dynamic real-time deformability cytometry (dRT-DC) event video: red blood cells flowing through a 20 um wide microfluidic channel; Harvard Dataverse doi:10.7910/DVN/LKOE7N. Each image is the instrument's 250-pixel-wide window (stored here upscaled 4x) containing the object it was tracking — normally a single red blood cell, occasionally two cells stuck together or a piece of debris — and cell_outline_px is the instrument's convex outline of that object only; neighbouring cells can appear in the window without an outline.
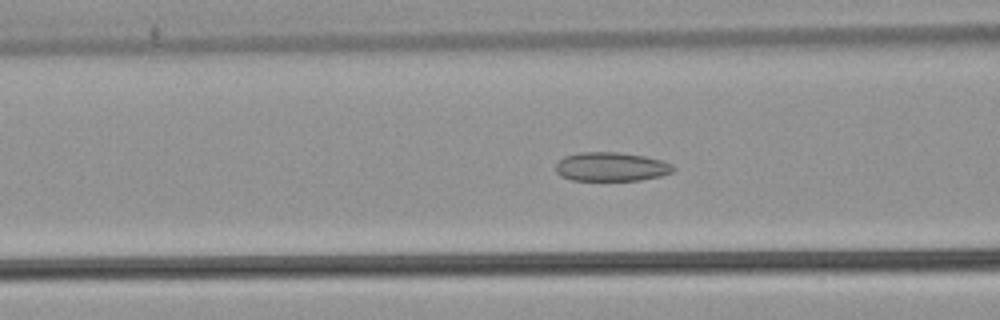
{"species": "common noctule bat (a hibernating species)", "species_latin": "Nyctalus noctula", "temperature_condition": "warm", "stored_images_in_passage": 44, "camera_frame_rate_fps": 3000, "um_per_image_px": 0.085, "animal": {"sex": "male", "body_mass_g": 21.5, "forearm_length_mm": 52.0}, "frame": {"image": 1, "passage_image": 17, "time_ms": 5.333, "image_size_px": [1000, 320], "cell_outline_px": [[676, 168], [672, 172], [660, 176], [640, 180], [572, 180], [560, 176], [556, 172], [556, 164], [564, 156], [580, 152], [616, 152], [644, 156], [660, 160], [672, 164]], "centroid_in_image_um": [51.94, 14.17], "position_along_channel_um": 114.7, "area_um2": 19.77}}
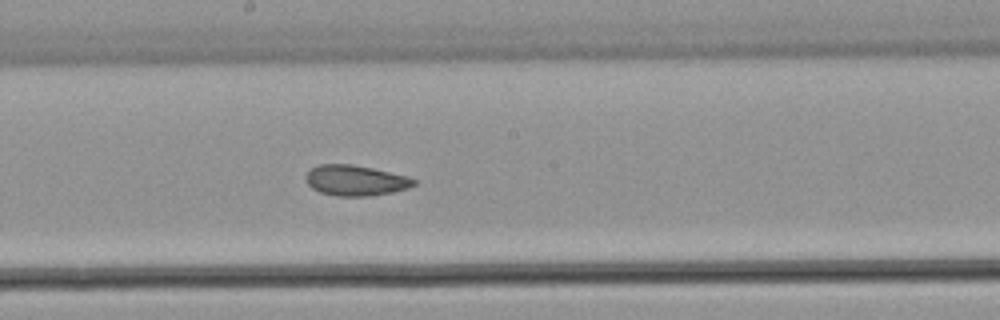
{"frame": {"image": 2, "passage_image": 25, "time_ms": 8.0, "image_size_px": [1000, 320], "cell_outline_px": [[416, 184], [408, 188], [392, 192], [372, 196], [336, 196], [320, 192], [312, 188], [304, 180], [304, 176], [312, 168], [320, 164], [352, 164], [372, 168], [408, 176], [416, 180]], "centroid_in_image_um": [30.21, 15.34], "position_along_channel_um": 218.0, "area_um2": 19.31}}
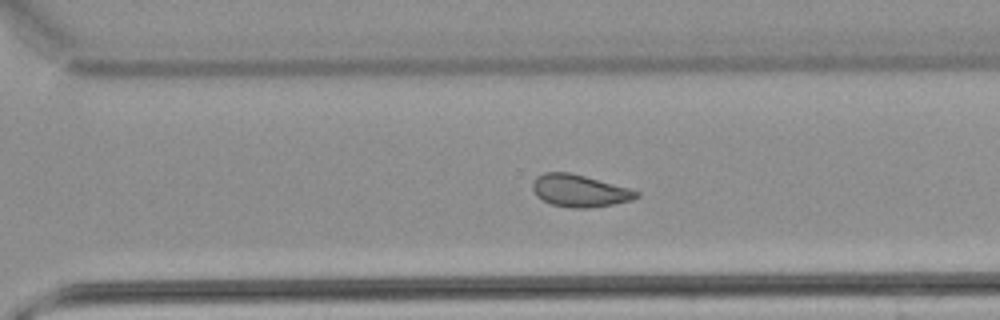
{"frame": {"image": 3, "passage_image": 33, "time_ms": 10.667, "image_size_px": [1000, 320], "cell_outline_px": [[640, 196], [632, 200], [612, 204], [588, 208], [568, 208], [552, 204], [536, 196], [532, 188], [532, 184], [536, 176], [544, 172], [568, 172], [584, 176], [628, 188], [640, 192]], "centroid_in_image_um": [49.24, 16.22], "position_along_channel_um": 321.4, "area_um2": 19.36}, "authors_computed_cell_mechanics": {"area_um2": 19.9699, "velocity_mm_per_s": 3.8772, "shape_relaxation_time_tau1_ms": null, "shape_relaxation_time_tau2_ms": 2.3762, "deformation_change_tau1": null, "deformation_change_tau2": 0.0886}}